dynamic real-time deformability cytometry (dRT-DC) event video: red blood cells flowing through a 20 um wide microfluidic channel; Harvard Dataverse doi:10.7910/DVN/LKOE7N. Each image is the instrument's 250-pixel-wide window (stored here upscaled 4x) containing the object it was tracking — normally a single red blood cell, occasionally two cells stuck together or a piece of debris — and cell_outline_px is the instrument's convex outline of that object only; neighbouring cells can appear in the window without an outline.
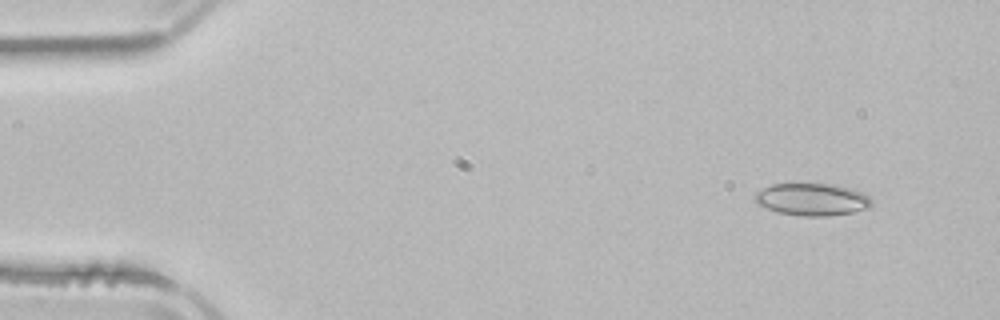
{"species": "common noctule bat (a hibernating species)", "species_latin": "Nyctalus noctula", "temperature_condition": "room temperature", "stored_images_in_passage": 3, "camera_frame_rate_fps": 3000, "um_per_image_px": 0.085, "animal": {"sex": "male", "body_mass_g": 21.5, "forearm_length_mm": 52.0}, "frame": {"image": 1, "passage_image": 1, "time_ms": 0.0, "image_size_px": [1000, 320], "cell_outline_px": [[872, 204], [868, 208], [852, 212], [828, 216], [800, 216], [776, 212], [756, 204], [756, 192], [772, 184], [832, 184], [852, 188], [868, 196], [872, 200]], "centroid_in_image_um": [69.03, 16.96], "position_along_channel_um": 16.0, "area_um2": 21.91}}
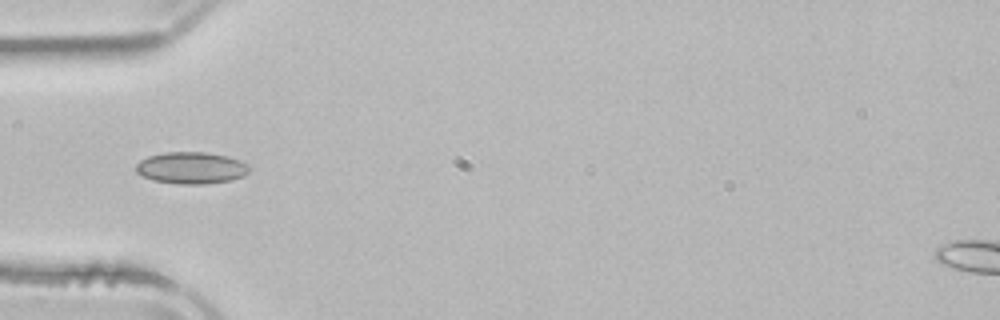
{"frame": {"image": 2, "passage_image": 3, "time_ms": 4.0, "image_size_px": [1000, 320], "cell_outline_px": [[248, 172], [244, 176], [232, 180], [204, 184], [180, 184], [152, 180], [136, 172], [136, 164], [140, 160], [148, 156], [164, 152], [208, 152], [228, 156], [240, 160], [248, 164]], "centroid_in_image_um": [16.26, 14.26], "position_along_channel_um": 68.7, "area_um2": 21.1}}